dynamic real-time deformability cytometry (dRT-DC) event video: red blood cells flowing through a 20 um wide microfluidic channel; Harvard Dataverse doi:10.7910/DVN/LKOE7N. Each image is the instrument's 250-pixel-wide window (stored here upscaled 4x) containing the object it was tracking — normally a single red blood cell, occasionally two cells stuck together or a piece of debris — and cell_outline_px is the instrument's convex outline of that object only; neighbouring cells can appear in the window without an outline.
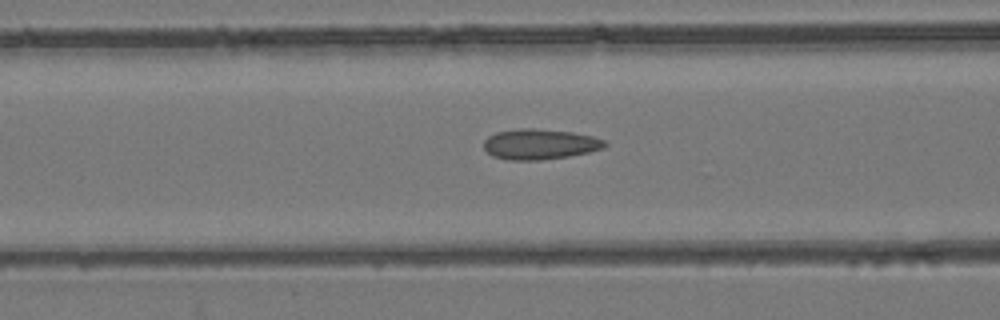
{"species": "common noctule bat (a hibernating species)", "species_latin": "Nyctalus noctula", "temperature_condition": "room temperature", "stored_images_in_passage": 26, "camera_frame_rate_fps": 3000, "um_per_image_px": 0.085, "animal": {"sex": "female", "body_mass_g": 24.6, "forearm_length_mm": 56.2}, "frame": {"image": 1, "passage_image": 16, "time_ms": 5.0, "image_size_px": [1000, 320], "cell_outline_px": [[608, 144], [604, 148], [588, 152], [568, 156], [540, 160], [508, 160], [492, 156], [484, 148], [484, 140], [488, 136], [496, 132], [520, 128], [536, 128], [572, 132], [592, 136], [604, 140]], "centroid_in_image_um": [45.87, 12.25], "position_along_channel_um": 120.7, "area_um2": 21.5}}
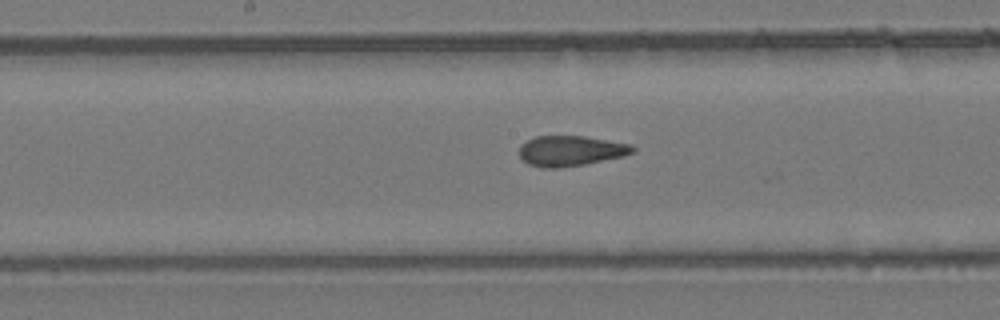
{"frame": {"image": 2, "passage_image": 22, "time_ms": 7.0, "image_size_px": [1000, 320], "cell_outline_px": [[636, 152], [624, 156], [584, 164], [560, 168], [540, 168], [528, 164], [520, 156], [520, 148], [528, 140], [536, 136], [584, 136], [628, 144], [636, 148]], "centroid_in_image_um": [48.52, 12.83], "position_along_channel_um": 199.7, "area_um2": 19.88}}
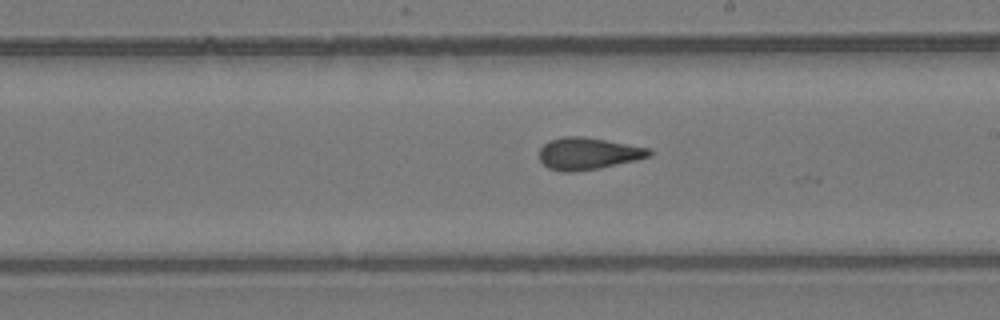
{"frame": {"image": 3, "passage_image": 25, "time_ms": 8.0, "image_size_px": [1000, 320], "cell_outline_px": [[652, 156], [636, 160], [600, 168], [572, 172], [560, 172], [548, 168], [540, 160], [540, 148], [548, 140], [564, 136], [584, 136], [652, 148]], "centroid_in_image_um": [50.0, 13.05], "position_along_channel_um": 239.0, "area_um2": 20.75}}